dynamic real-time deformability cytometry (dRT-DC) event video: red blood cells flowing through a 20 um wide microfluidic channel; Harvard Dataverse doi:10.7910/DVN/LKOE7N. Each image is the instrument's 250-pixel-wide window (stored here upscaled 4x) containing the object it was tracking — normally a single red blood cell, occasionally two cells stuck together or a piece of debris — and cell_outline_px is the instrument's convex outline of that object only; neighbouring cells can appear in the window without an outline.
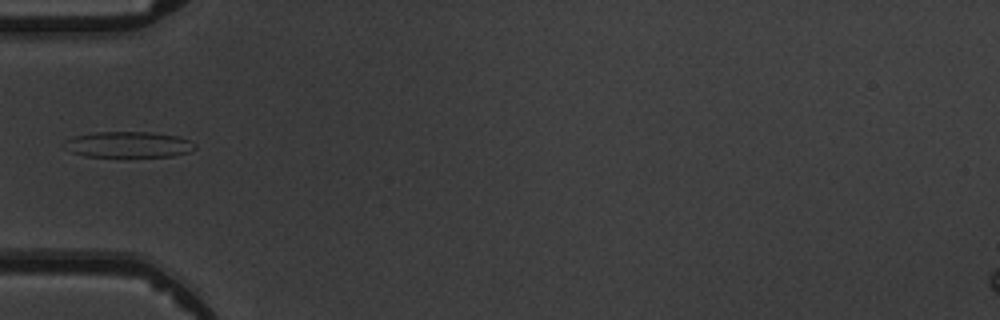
{"species": "common noctule bat (a hibernating species)", "species_latin": "Nyctalus noctula", "temperature_condition": "warm", "stored_images_in_passage": 5, "camera_frame_rate_fps": 3000, "um_per_image_px": 0.085, "animal": {"sex": "male", "body_mass_g": 19.5, "forearm_length_mm": 54.6}, "frame": {"image": 1, "passage_image": 4, "time_ms": 4.333, "image_size_px": [1000, 320], "cell_outline_px": [[196, 148], [192, 152], [172, 156], [84, 156], [72, 152], [64, 148], [64, 140], [76, 136], [92, 132], [152, 132], [176, 136], [188, 140], [196, 144]], "centroid_in_image_um": [10.92, 12.28], "position_along_channel_um": 74.1, "area_um2": 19.71}}